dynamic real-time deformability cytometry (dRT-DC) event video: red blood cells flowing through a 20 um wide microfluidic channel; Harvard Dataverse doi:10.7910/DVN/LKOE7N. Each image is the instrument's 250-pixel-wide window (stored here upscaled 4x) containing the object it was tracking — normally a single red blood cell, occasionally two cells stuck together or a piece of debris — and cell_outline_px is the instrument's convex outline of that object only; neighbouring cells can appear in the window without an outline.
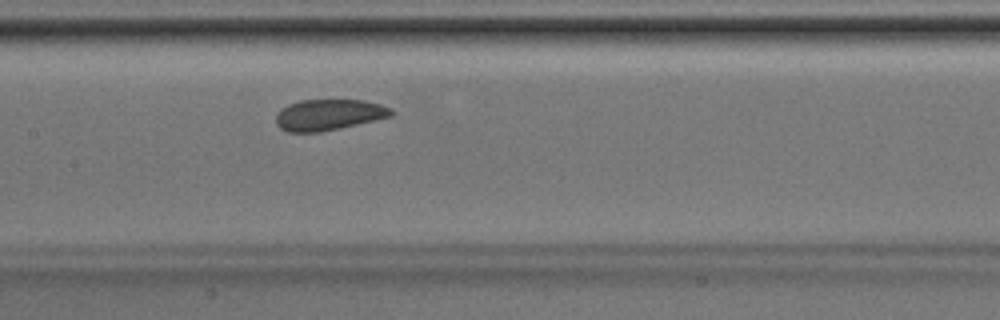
{"species": "Egyptian fruit bat (a non-hibernating species)", "species_latin": "Rousettus aegyptiacus", "temperature_condition": "room temperature", "stored_images_in_passage": 5, "camera_frame_rate_fps": 3000, "um_per_image_px": 0.085, "animal": {"sex": "male"}, "frame": {"image": 1, "passage_image": 5, "time_ms": 1.333, "image_size_px": [1000, 320], "cell_outline_px": [[392, 116], [340, 128], [320, 132], [288, 132], [280, 128], [276, 124], [276, 112], [288, 104], [300, 100], [364, 100], [380, 104], [392, 108]], "centroid_in_image_um": [27.91, 9.75], "position_along_channel_um": 179.5, "area_um2": 20.87}}